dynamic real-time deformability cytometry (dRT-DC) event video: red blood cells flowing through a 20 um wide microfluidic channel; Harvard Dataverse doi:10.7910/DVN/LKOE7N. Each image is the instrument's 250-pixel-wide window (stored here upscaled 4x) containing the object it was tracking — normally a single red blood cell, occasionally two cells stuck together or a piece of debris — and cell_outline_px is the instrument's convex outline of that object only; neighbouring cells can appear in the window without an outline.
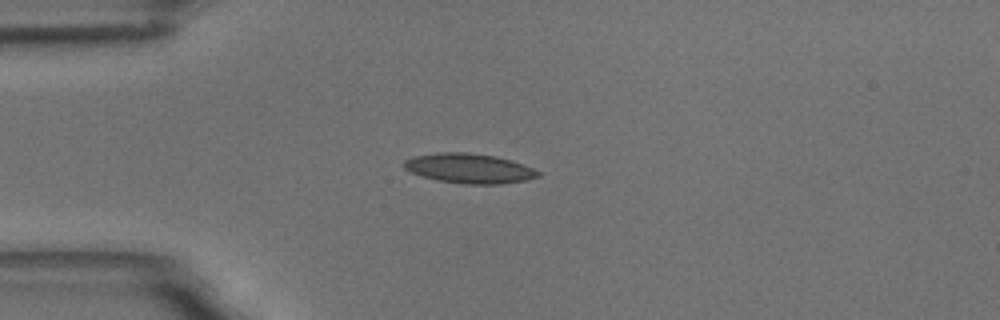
{"species": "common noctule bat (a hibernating species)", "species_latin": "Nyctalus noctula", "temperature_condition": "room temperature", "stored_images_in_passage": 44, "camera_frame_rate_fps": 3000, "um_per_image_px": 0.085, "animal": {"sex": "male", "body_mass_g": 18.8}, "frame": {"image": 1, "passage_image": 1, "time_ms": 0.0, "image_size_px": [1000, 320], "cell_outline_px": [[540, 176], [524, 180], [500, 184], [464, 184], [436, 180], [412, 172], [404, 168], [404, 160], [416, 156], [440, 152], [468, 152], [496, 156], [532, 168], [540, 172]], "centroid_in_image_um": [39.87, 14.31], "position_along_channel_um": 45.1, "area_um2": 22.89}}
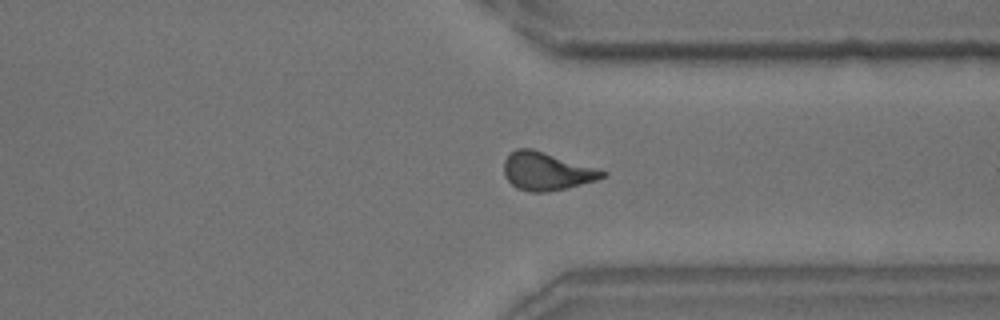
{"frame": {"image": 2, "passage_image": 30, "time_ms": 9.667, "image_size_px": [1000, 320], "cell_outline_px": [[608, 172], [604, 176], [596, 180], [548, 192], [532, 192], [516, 188], [504, 176], [504, 160], [508, 152], [516, 148], [532, 148], [596, 168]], "centroid_in_image_um": [46.4, 14.54], "position_along_channel_um": 365.0, "area_um2": 21.68}}
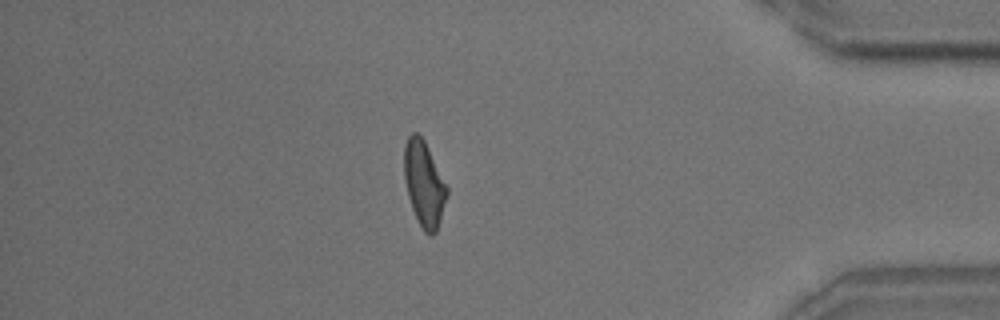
{"frame": {"image": 3, "passage_image": 36, "time_ms": 11.667, "image_size_px": [1000, 320], "cell_outline_px": [[448, 192], [440, 220], [436, 232], [432, 236], [428, 236], [424, 232], [412, 208], [408, 196], [404, 180], [404, 144], [408, 136], [412, 132], [416, 132], [424, 140], [448, 184]], "centroid_in_image_um": [36.05, 15.6], "position_along_channel_um": 399.1, "area_um2": 21.44}, "authors_computed_cell_mechanics": {"area_um2": 21.3571, "velocity_mm_per_s": 3.4927, "shape_relaxation_time_tau1_ms": 7.0106, "shape_relaxation_time_tau2_ms": 2.6304, "deformation_change_tau1": 0.1762, "deformation_change_tau2": 0.094}}